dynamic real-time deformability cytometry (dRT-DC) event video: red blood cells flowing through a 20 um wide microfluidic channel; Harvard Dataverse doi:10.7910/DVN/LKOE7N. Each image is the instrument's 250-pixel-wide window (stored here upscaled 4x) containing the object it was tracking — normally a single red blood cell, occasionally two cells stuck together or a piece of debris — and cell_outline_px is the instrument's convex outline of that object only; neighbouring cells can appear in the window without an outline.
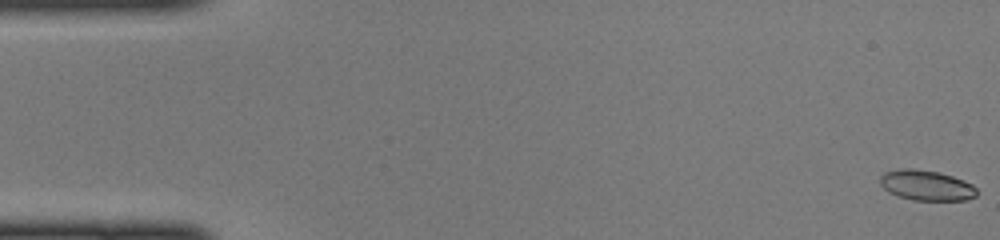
{"species": "common noctule bat (a hibernating species)", "species_latin": "Nyctalus noctula", "temperature_condition": "cold", "stored_images_in_passage": 47, "camera_frame_rate_fps": 3000, "um_per_image_px": 0.085, "animal": {"sex": "female", "body_mass_g": 22.0, "forearm_length_mm": 56.7}, "frame": {"image": 1, "passage_image": 1, "time_ms": 0.0, "image_size_px": [1000, 240], "cell_outline_px": [[976, 196], [968, 200], [912, 200], [896, 196], [888, 192], [880, 184], [880, 176], [884, 172], [900, 168], [912, 168], [940, 172], [964, 180], [972, 184], [976, 188]], "centroid_in_image_um": [78.72, 15.75], "position_along_channel_um": 6.3, "area_um2": 17.28}}
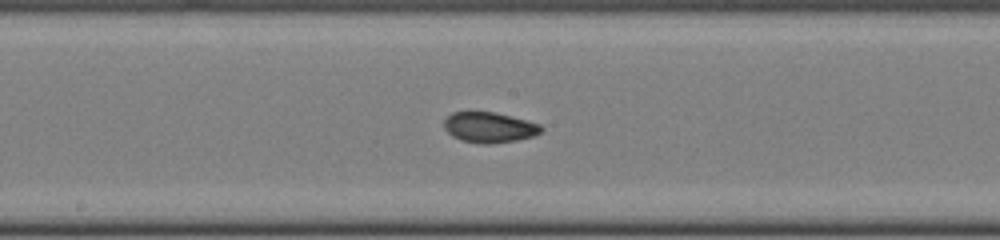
{"frame": {"image": 2, "passage_image": 25, "time_ms": 8.0, "image_size_px": [1000, 240], "cell_outline_px": [[544, 128], [540, 132], [532, 136], [516, 140], [488, 144], [480, 144], [460, 140], [452, 136], [444, 128], [444, 120], [452, 112], [496, 112], [540, 124]], "centroid_in_image_um": [41.57, 10.83], "position_along_channel_um": 206.6, "area_um2": 17.17}}
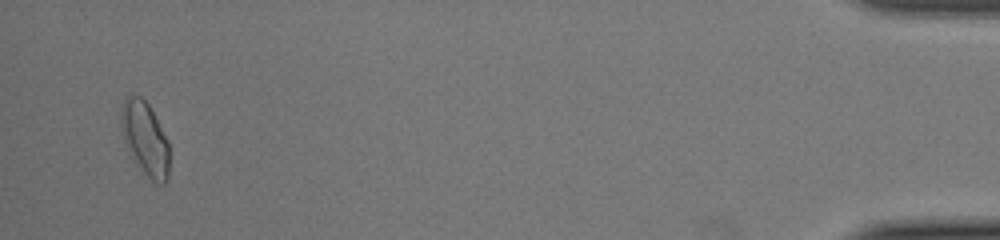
{"frame": {"image": 3, "passage_image": 46, "time_ms": 15.0, "image_size_px": [1000, 240], "cell_outline_px": [[168, 180], [164, 184], [156, 184], [132, 160], [128, 152], [124, 140], [120, 124], [120, 112], [124, 96], [132, 92], [140, 96], [148, 104], [168, 140]], "centroid_in_image_um": [12.29, 11.74], "position_along_channel_um": 422.9, "area_um2": 20.98}}